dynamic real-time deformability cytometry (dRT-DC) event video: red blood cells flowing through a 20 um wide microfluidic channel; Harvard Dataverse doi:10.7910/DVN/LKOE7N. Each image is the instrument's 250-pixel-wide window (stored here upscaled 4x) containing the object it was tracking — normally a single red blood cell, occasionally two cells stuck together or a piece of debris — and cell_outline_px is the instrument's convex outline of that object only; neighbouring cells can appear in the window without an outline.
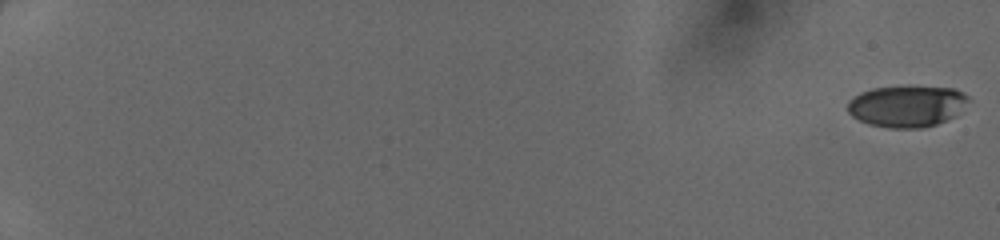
{"species": "human", "species_latin": "Homo sapiens", "temperature_condition": "cold", "stored_images_in_passage": 50, "camera_frame_rate_fps": 3000, "um_per_image_px": 0.085, "donor": {"sex": "female"}, "frame": {"image": 1, "passage_image": 1, "time_ms": 0.0, "image_size_px": [1000, 240], "cell_outline_px": [[972, 100], [952, 116], [936, 124], [920, 128], [888, 128], [868, 124], [852, 116], [848, 112], [848, 100], [852, 96], [860, 92], [872, 88], [952, 88], [964, 92]], "centroid_in_image_um": [77.05, 9.04], "position_along_channel_um": 7.9, "area_um2": 28.73}}
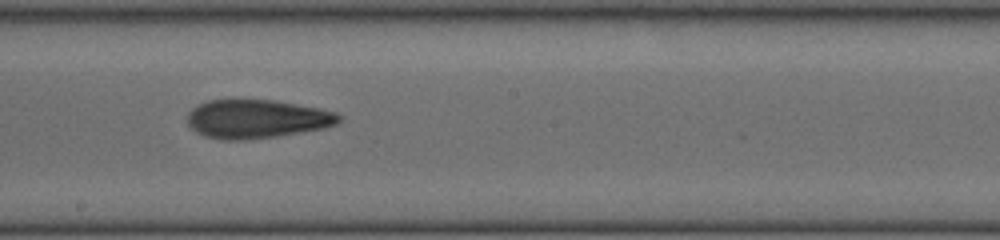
{"frame": {"image": 2, "passage_image": 32, "time_ms": 10.333, "image_size_px": [1000, 240], "cell_outline_px": [[344, 116], [336, 124], [324, 128], [276, 136], [244, 140], [224, 140], [204, 136], [196, 132], [188, 124], [188, 112], [192, 108], [208, 100], [276, 100], [320, 108], [336, 112]], "centroid_in_image_um": [21.85, 10.11], "position_along_channel_um": 226.4, "area_um2": 34.16}}
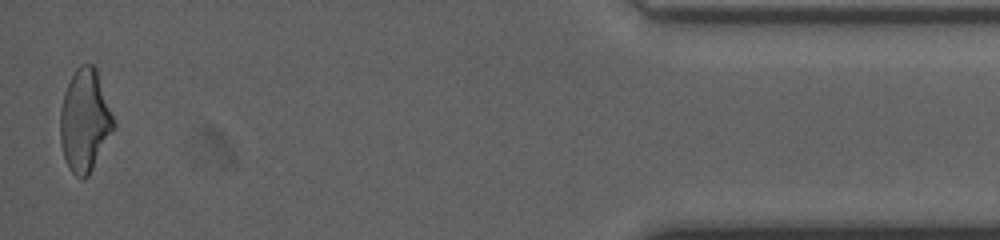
{"frame": {"image": 3, "passage_image": 50, "time_ms": 16.333, "image_size_px": [1000, 240], "cell_outline_px": [[116, 128], [88, 176], [84, 180], [80, 180], [68, 168], [64, 156], [60, 140], [60, 108], [64, 92], [76, 68], [80, 64], [92, 64], [96, 68], [116, 124]], "centroid_in_image_um": [7.21, 10.28], "position_along_channel_um": 428.0, "area_um2": 32.08}}